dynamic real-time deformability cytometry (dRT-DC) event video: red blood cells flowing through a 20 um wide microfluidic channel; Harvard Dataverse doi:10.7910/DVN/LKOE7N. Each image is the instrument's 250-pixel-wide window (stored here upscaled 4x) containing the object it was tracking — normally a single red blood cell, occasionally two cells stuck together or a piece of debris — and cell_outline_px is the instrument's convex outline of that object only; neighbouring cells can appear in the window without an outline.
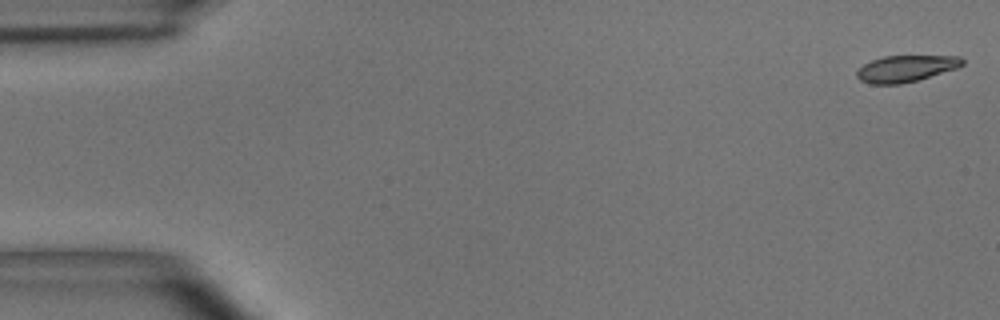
{"species": "common noctule bat (a hibernating species)", "species_latin": "Nyctalus noctula", "temperature_condition": "room temperature", "stored_images_in_passage": 8, "camera_frame_rate_fps": 3000, "um_per_image_px": 0.085, "animal": {"sex": "male", "body_mass_g": 15.6}, "frame": {"image": 1, "passage_image": 1, "time_ms": 0.0, "image_size_px": [1000, 320], "cell_outline_px": [[964, 64], [956, 68], [916, 80], [900, 84], [868, 84], [860, 80], [856, 76], [856, 72], [864, 64], [872, 60], [884, 56], [960, 56], [964, 60]], "centroid_in_image_um": [76.97, 5.83], "position_along_channel_um": 8.0, "area_um2": 16.13}}